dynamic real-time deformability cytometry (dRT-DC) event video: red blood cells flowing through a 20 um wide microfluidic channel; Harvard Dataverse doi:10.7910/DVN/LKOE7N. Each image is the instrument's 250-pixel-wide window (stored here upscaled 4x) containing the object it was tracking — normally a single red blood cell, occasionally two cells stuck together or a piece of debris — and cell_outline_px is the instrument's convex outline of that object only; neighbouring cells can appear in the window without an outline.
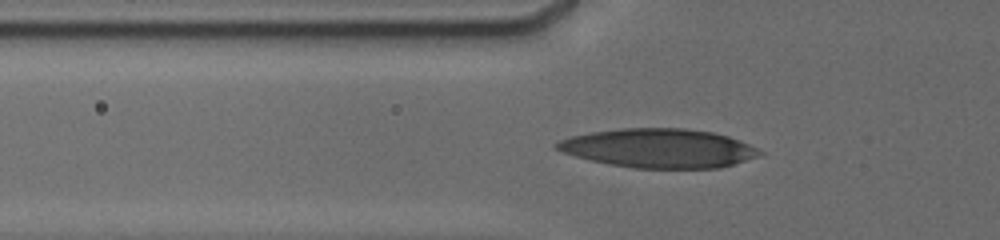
{"species": "human", "species_latin": "Homo sapiens", "temperature_condition": "cold", "stored_images_in_passage": 29, "camera_frame_rate_fps": 3000, "um_per_image_px": 0.085, "donor": {"sex": "male"}, "frame": {"image": 1, "passage_image": 7, "time_ms": 2.333, "image_size_px": [1000, 240], "cell_outline_px": [[764, 156], [720, 168], [632, 168], [608, 164], [576, 156], [564, 152], [556, 148], [552, 144], [560, 140], [572, 136], [592, 132], [620, 128], [684, 128], [712, 132], [728, 136], [748, 144], [764, 152]], "centroid_in_image_um": [56.05, 12.6], "position_along_channel_um": 69.7, "area_um2": 46.18}}
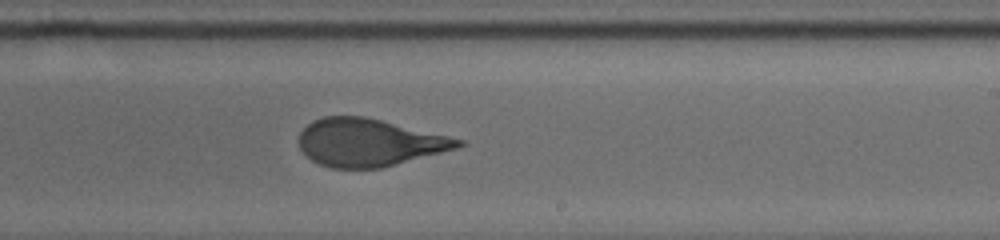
{"frame": {"image": 2, "passage_image": 18, "time_ms": 7.333, "image_size_px": [1000, 240], "cell_outline_px": [[468, 144], [456, 148], [380, 168], [332, 168], [320, 164], [312, 160], [300, 148], [296, 140], [300, 132], [312, 120], [324, 116], [364, 116], [448, 136], [464, 140]], "centroid_in_image_um": [31.32, 12.1], "position_along_channel_um": 257.7, "area_um2": 43.81}}
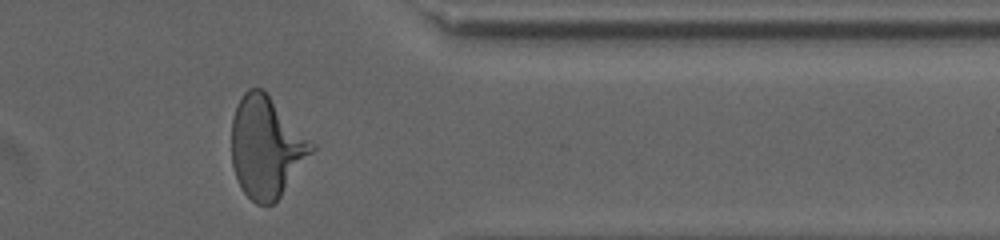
{"frame": {"image": 3, "passage_image": 27, "time_ms": 11.0, "image_size_px": [1000, 240], "cell_outline_px": [[316, 148], [280, 196], [272, 204], [256, 204], [240, 188], [232, 164], [232, 116], [236, 104], [244, 92], [248, 88], [264, 88], [316, 144]], "centroid_in_image_um": [22.64, 12.45], "position_along_channel_um": 388.8, "area_um2": 47.51}, "authors_computed_cell_mechanics": {"area_um2": 44.795, "velocity_mm_per_s": 3.801, "shape_relaxation_time_tau1_ms": 4.1164, "shape_relaxation_time_tau2_ms": 0.8597, "deformation_change_tau1": 0.1852, "deformation_change_tau2": 0.0839}}